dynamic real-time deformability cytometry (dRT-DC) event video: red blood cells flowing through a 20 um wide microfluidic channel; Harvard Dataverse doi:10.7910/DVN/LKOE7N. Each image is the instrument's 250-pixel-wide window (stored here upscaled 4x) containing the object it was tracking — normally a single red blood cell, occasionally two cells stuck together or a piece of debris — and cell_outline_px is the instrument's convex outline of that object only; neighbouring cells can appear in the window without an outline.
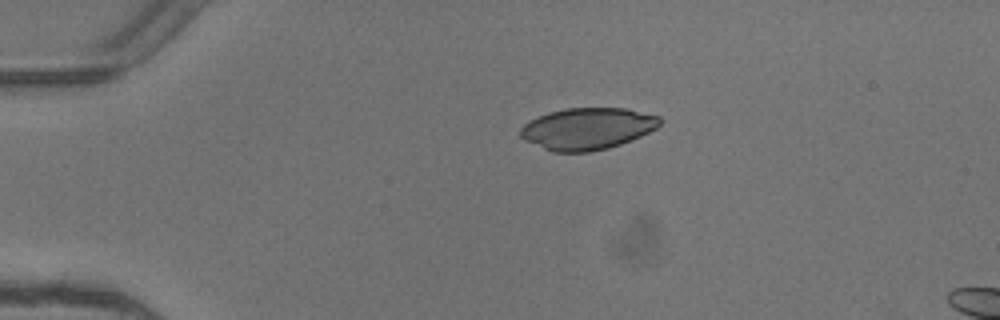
{"species": "common noctule bat (a hibernating species)", "species_latin": "Nyctalus noctula", "temperature_condition": "warm", "stored_images_in_passage": 2, "camera_frame_rate_fps": 3000, "um_per_image_px": 0.085, "animal": {"sex": "female"}, "frame": {"image": 1, "passage_image": 1, "time_ms": 0.0, "image_size_px": [1000, 320], "cell_outline_px": [[660, 124], [656, 128], [640, 136], [620, 144], [608, 148], [588, 152], [552, 152], [524, 140], [520, 136], [520, 128], [524, 124], [548, 112], [564, 108], [628, 108], [660, 116]], "centroid_in_image_um": [49.92, 10.93], "position_along_channel_um": 35.1, "area_um2": 33.87}}